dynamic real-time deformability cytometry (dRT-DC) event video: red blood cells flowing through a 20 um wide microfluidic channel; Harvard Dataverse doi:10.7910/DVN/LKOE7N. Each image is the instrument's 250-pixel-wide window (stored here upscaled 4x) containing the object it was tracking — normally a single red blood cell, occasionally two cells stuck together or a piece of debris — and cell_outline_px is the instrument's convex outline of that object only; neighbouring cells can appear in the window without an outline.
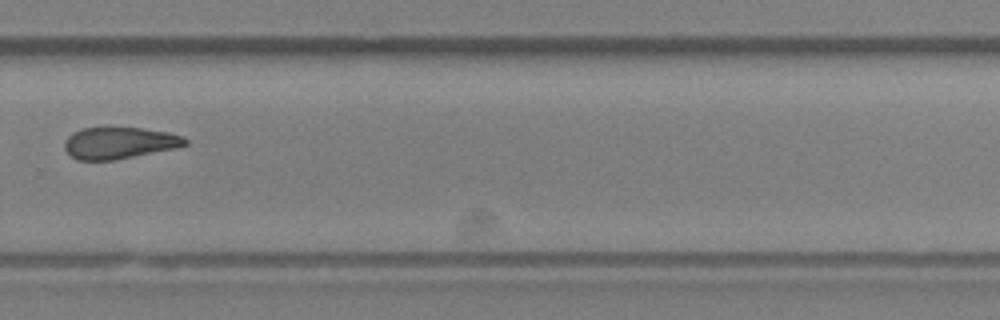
{"species": "Egyptian fruit bat (a non-hibernating species)", "species_latin": "Rousettus aegyptiacus", "temperature_condition": "room temperature", "stored_images_in_passage": 11, "camera_frame_rate_fps": 3000, "um_per_image_px": 0.085, "animal": {"sex": "female"}, "frame": {"image": 1, "passage_image": 11, "time_ms": 3.333, "image_size_px": [1000, 320], "cell_outline_px": [[188, 144], [176, 148], [112, 160], [76, 160], [64, 148], [64, 140], [72, 132], [80, 128], [140, 128], [168, 132], [184, 136], [188, 140]], "centroid_in_image_um": [10.13, 12.14], "position_along_channel_um": 319.7, "area_um2": 22.2}}